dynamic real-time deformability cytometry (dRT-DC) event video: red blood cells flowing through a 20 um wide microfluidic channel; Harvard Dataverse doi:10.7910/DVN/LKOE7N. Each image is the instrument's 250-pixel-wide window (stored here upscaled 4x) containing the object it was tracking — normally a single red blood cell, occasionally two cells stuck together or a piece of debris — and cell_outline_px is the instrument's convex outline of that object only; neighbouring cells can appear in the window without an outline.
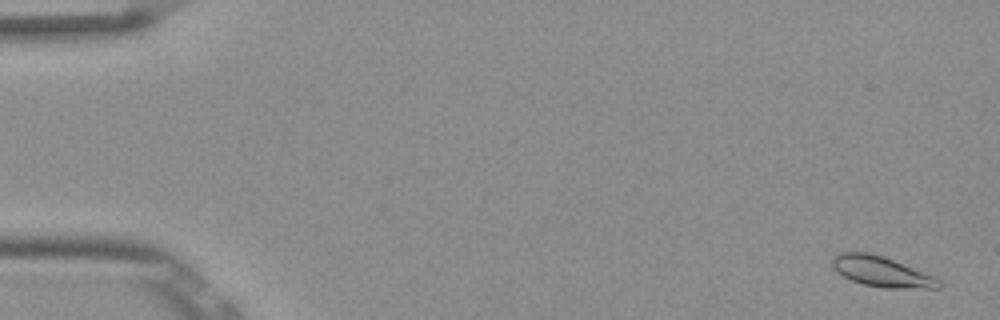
{"species": "Egyptian fruit bat (a non-hibernating species)", "species_latin": "Rousettus aegyptiacus", "temperature_condition": "room temperature", "stored_images_in_passage": 54, "camera_frame_rate_fps": 3000, "um_per_image_px": 0.085, "frame": {"image": 1, "passage_image": 2, "time_ms": 0.333, "image_size_px": [1000, 320], "cell_outline_px": [[944, 284], [940, 288], [884, 288], [864, 284], [852, 280], [836, 272], [832, 268], [832, 256], [840, 252], [868, 252], [884, 256], [932, 276], [940, 280]], "centroid_in_image_um": [74.9, 23.08], "position_along_channel_um": 10.1, "area_um2": 18.79}}
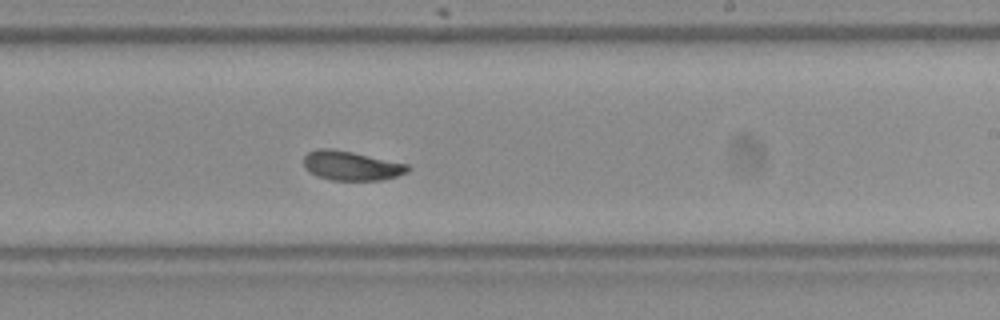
{"frame": {"image": 2, "passage_image": 33, "time_ms": 10.667, "image_size_px": [1000, 320], "cell_outline_px": [[412, 168], [408, 172], [396, 176], [380, 180], [332, 180], [316, 176], [308, 172], [304, 168], [304, 156], [308, 152], [316, 148], [332, 148], [352, 152], [408, 164]], "centroid_in_image_um": [29.83, 14.08], "position_along_channel_um": 259.2, "area_um2": 17.92}}
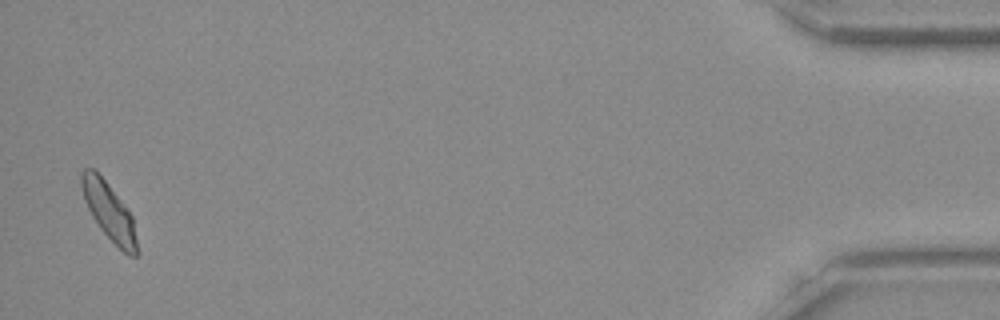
{"frame": {"image": 3, "passage_image": 53, "time_ms": 17.333, "image_size_px": [1000, 320], "cell_outline_px": [[140, 252], [136, 256], [128, 256], [100, 228], [92, 216], [84, 200], [80, 184], [80, 172], [84, 168], [96, 168], [132, 216]], "centroid_in_image_um": [9.26, 17.96], "position_along_channel_um": 425.9, "area_um2": 18.55}, "authors_computed_cell_mechanics": {"area_um2": 18.1492, "velocity_mm_per_s": 3.8036, "shape_relaxation_time_tau1_ms": 2.8304, "shape_relaxation_time_tau2_ms": 1.3041, "deformation_change_tau1": 0.1146, "deformation_change_tau2": 0.0516}}